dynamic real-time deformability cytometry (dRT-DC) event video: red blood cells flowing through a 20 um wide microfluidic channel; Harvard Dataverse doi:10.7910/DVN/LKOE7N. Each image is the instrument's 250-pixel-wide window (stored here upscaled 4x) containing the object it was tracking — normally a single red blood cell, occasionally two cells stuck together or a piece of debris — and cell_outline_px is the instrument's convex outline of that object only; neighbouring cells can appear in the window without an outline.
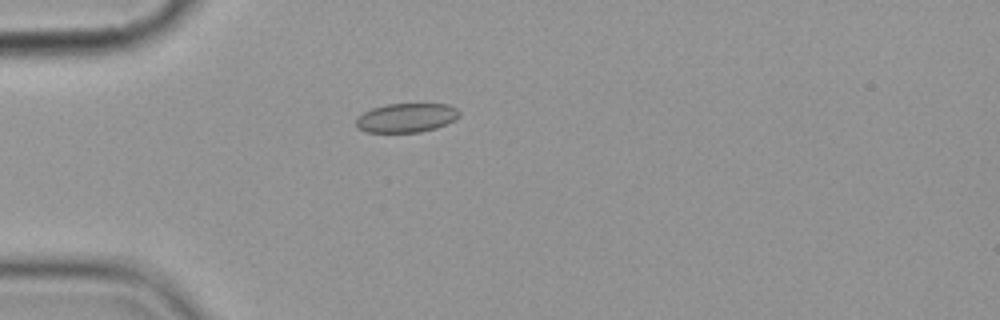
{"species": "common noctule bat (a hibernating species)", "species_latin": "Nyctalus noctula", "temperature_condition": "cold", "stored_images_in_passage": 6, "camera_frame_rate_fps": 3000, "um_per_image_px": 0.085, "animal": {"sex": "female", "body_mass_g": 19.9}, "frame": {"image": 1, "passage_image": 6, "time_ms": 7.0, "image_size_px": [1000, 320], "cell_outline_px": [[460, 116], [456, 120], [436, 128], [420, 132], [364, 132], [356, 128], [356, 116], [372, 108], [388, 104], [448, 104], [456, 108], [460, 112]], "centroid_in_image_um": [34.53, 10.01], "position_along_channel_um": 50.5, "area_um2": 17.69}}